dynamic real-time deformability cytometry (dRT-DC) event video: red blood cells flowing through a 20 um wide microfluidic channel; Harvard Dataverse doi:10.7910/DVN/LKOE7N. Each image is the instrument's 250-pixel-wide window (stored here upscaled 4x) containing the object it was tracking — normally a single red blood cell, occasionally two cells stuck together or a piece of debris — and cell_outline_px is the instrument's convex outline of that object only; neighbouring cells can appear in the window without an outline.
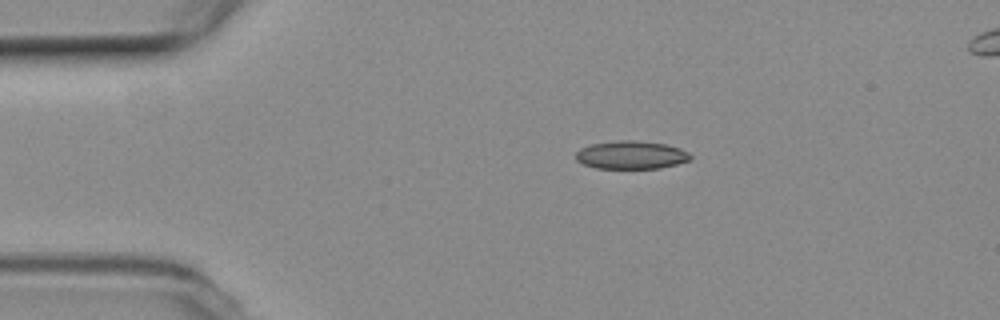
{"species": "common noctule bat (a hibernating species)", "species_latin": "Nyctalus noctula", "temperature_condition": "room temperature", "stored_images_in_passage": 47, "camera_frame_rate_fps": 3000, "um_per_image_px": 0.085, "animal": {"sex": "female", "body_mass_g": 19.3, "forearm_length_mm": 54.1}, "frame": {"image": 1, "passage_image": 3, "time_ms": 0.667, "image_size_px": [1000, 320], "cell_outline_px": [[692, 156], [688, 160], [676, 164], [660, 168], [596, 168], [584, 164], [576, 160], [576, 152], [580, 148], [592, 144], [620, 140], [632, 140], [664, 144], [680, 148], [688, 152]], "centroid_in_image_um": [53.63, 13.17], "position_along_channel_um": 31.4, "area_um2": 18.55}}
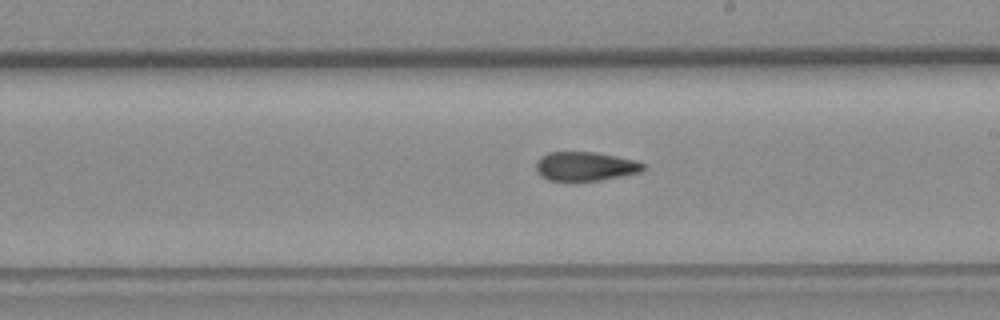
{"frame": {"image": 2, "passage_image": 23, "time_ms": 7.333, "image_size_px": [1000, 320], "cell_outline_px": [[644, 168], [640, 172], [600, 180], [572, 184], [548, 180], [536, 168], [536, 160], [540, 156], [548, 152], [596, 152], [636, 160], [644, 164]], "centroid_in_image_um": [49.71, 14.17], "position_along_channel_um": 239.3, "area_um2": 18.61}}
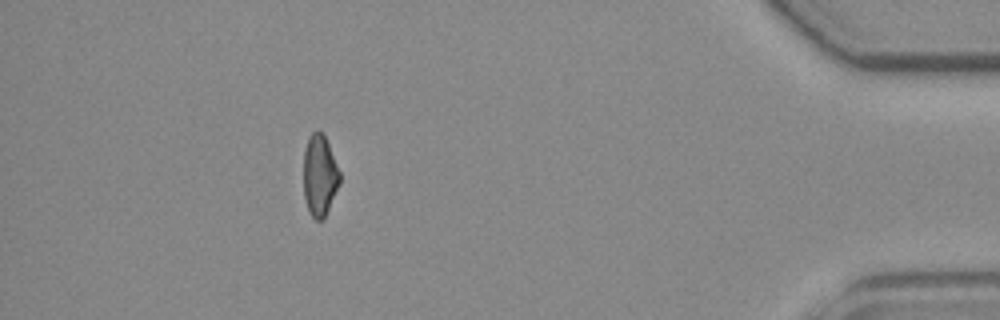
{"frame": {"image": 3, "passage_image": 41, "time_ms": 13.333, "image_size_px": [1000, 320], "cell_outline_px": [[340, 184], [324, 220], [316, 220], [308, 212], [304, 196], [304, 152], [308, 140], [312, 132], [320, 132], [324, 136], [328, 144], [340, 172]], "centroid_in_image_um": [27.18, 14.99], "position_along_channel_um": 408.0, "area_um2": 17.05}}